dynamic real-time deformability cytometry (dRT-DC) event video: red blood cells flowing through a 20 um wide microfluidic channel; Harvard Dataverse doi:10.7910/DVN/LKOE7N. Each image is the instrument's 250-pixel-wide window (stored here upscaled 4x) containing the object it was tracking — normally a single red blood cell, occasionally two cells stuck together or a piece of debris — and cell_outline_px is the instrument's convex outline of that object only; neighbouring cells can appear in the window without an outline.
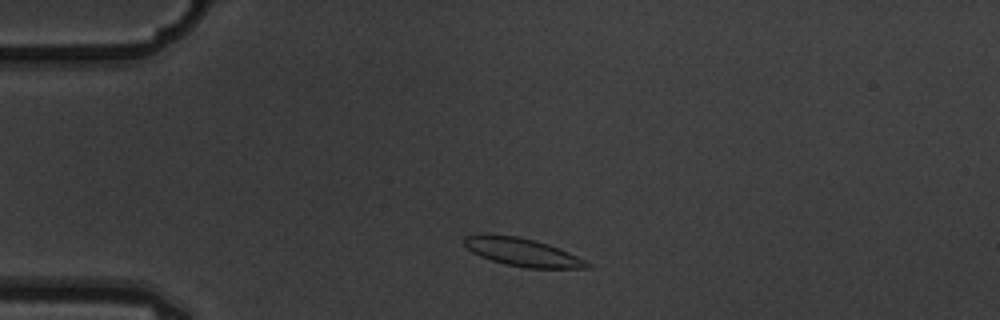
{"species": "common noctule bat (a hibernating species)", "species_latin": "Nyctalus noctula", "temperature_condition": "warm", "stored_images_in_passage": 3, "camera_frame_rate_fps": 3000, "um_per_image_px": 0.085, "animal": {"sex": "male", "body_mass_g": 19.5, "forearm_length_mm": 54.6}, "frame": {"image": 1, "passage_image": 2, "time_ms": 0.333, "image_size_px": [1000, 320], "cell_outline_px": [[592, 268], [528, 268], [504, 264], [480, 256], [472, 252], [464, 244], [464, 236], [516, 236], [548, 244], [560, 248], [592, 264]], "centroid_in_image_um": [44.47, 21.47], "position_along_channel_um": 40.5, "area_um2": 19.48}}